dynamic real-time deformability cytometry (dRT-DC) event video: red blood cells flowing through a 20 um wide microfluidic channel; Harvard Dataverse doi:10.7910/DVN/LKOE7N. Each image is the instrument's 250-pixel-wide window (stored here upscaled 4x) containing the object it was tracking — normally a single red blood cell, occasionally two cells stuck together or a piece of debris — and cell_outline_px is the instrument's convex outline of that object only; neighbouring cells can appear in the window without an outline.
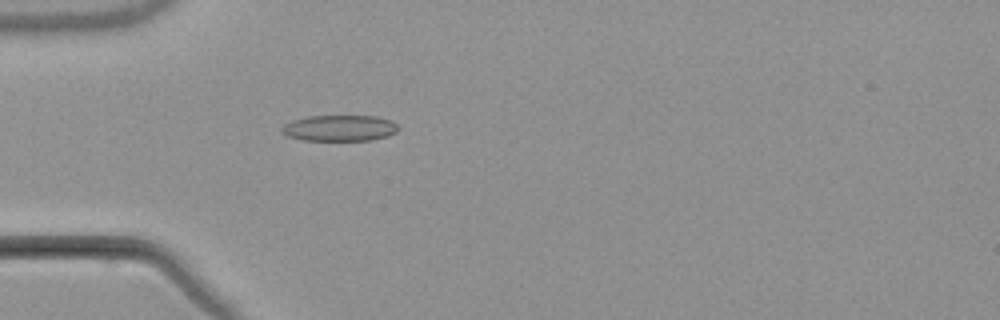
{"species": "common noctule bat (a hibernating species)", "species_latin": "Nyctalus noctula", "temperature_condition": "warm", "stored_images_in_passage": 1, "camera_frame_rate_fps": 3000, "um_per_image_px": 0.085, "animal": {"sex": "male", "body_mass_g": 21.5, "forearm_length_mm": 52.0}, "frame": {"image": 1, "passage_image": 1, "time_ms": 0.0, "image_size_px": [1000, 320], "cell_outline_px": [[400, 128], [396, 132], [388, 136], [372, 140], [304, 140], [288, 136], [280, 132], [280, 128], [284, 124], [292, 120], [308, 116], [376, 116], [392, 120]], "centroid_in_image_um": [28.87, 10.88], "position_along_channel_um": 56.1, "area_um2": 17.8}}